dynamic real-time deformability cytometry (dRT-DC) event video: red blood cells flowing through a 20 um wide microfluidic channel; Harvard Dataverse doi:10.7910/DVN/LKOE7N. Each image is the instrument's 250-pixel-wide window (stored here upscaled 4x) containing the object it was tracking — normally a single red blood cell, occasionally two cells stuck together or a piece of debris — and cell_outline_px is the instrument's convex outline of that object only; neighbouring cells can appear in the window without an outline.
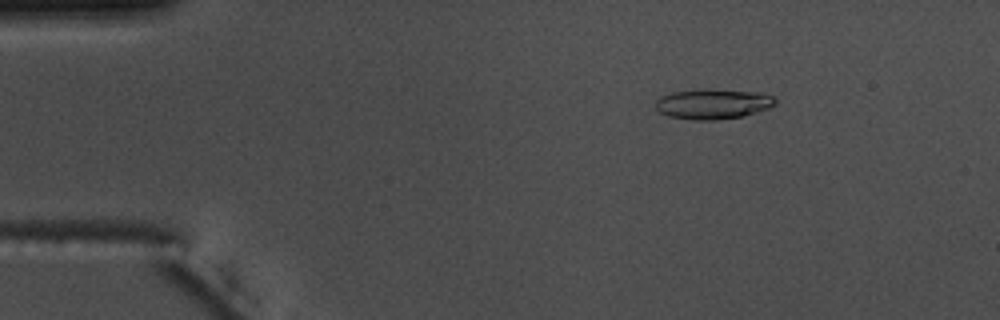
{"species": "common noctule bat (a hibernating species)", "species_latin": "Nyctalus noctula", "temperature_condition": "warm", "stored_images_in_passage": 55, "camera_frame_rate_fps": 3000, "um_per_image_px": 0.085, "animal": {"sex": "male", "body_mass_g": 17.5, "forearm_length_mm": 52.3}, "frame": {"image": 1, "passage_image": 9, "time_ms": 2.667, "image_size_px": [1000, 320], "cell_outline_px": [[776, 104], [768, 108], [744, 116], [716, 120], [692, 120], [668, 116], [660, 112], [656, 108], [656, 100], [660, 96], [672, 92], [764, 92], [772, 96], [776, 100]], "centroid_in_image_um": [60.61, 8.89], "position_along_channel_um": 24.4, "area_um2": 20.06}}
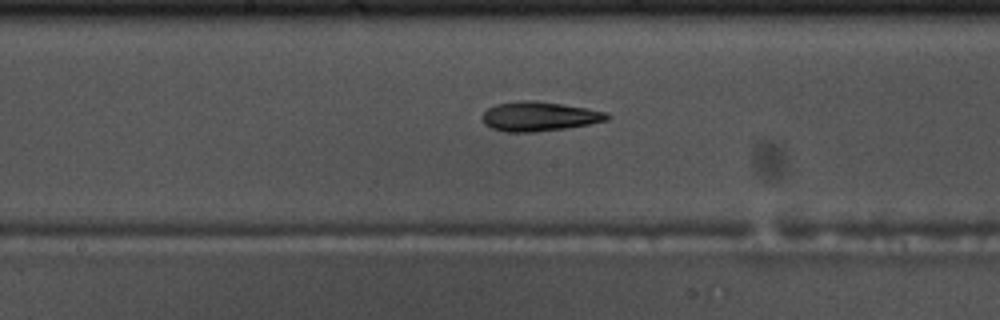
{"frame": {"image": 2, "passage_image": 29, "time_ms": 9.333, "image_size_px": [1000, 320], "cell_outline_px": [[612, 116], [608, 120], [588, 124], [564, 128], [536, 132], [504, 132], [492, 128], [484, 124], [484, 112], [488, 108], [496, 104], [524, 100], [536, 100], [584, 108], [604, 112]], "centroid_in_image_um": [45.81, 9.9], "position_along_channel_um": 202.4, "area_um2": 21.1}}
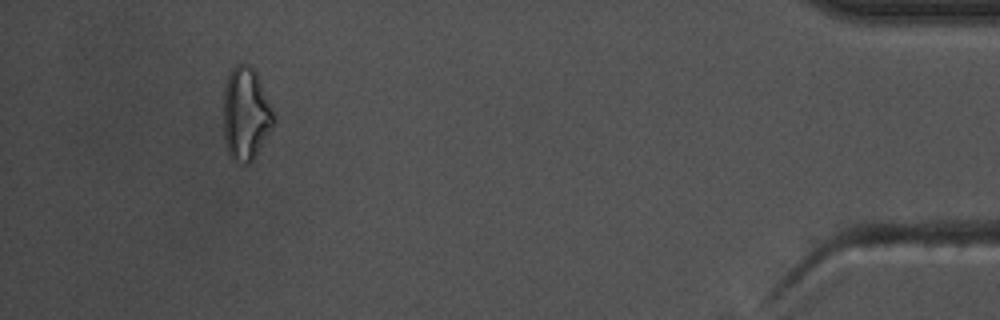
{"frame": {"image": 3, "passage_image": 51, "time_ms": 16.667, "image_size_px": [1000, 320], "cell_outline_px": [[276, 120], [272, 128], [252, 160], [248, 164], [236, 164], [228, 156], [224, 140], [224, 88], [228, 72], [236, 64], [248, 64], [256, 72], [272, 108]], "centroid_in_image_um": [20.87, 9.71], "position_along_channel_um": 414.3, "area_um2": 27.4}, "authors_computed_cell_mechanics": {"area_um2": 20.9814, "velocity_mm_per_s": 3.776, "shape_relaxation_time_tau1_ms": 4.3992, "shape_relaxation_time_tau2_ms": 4.5771, "deformation_change_tau1": 0.1412, "deformation_change_tau2": 0.1613}}